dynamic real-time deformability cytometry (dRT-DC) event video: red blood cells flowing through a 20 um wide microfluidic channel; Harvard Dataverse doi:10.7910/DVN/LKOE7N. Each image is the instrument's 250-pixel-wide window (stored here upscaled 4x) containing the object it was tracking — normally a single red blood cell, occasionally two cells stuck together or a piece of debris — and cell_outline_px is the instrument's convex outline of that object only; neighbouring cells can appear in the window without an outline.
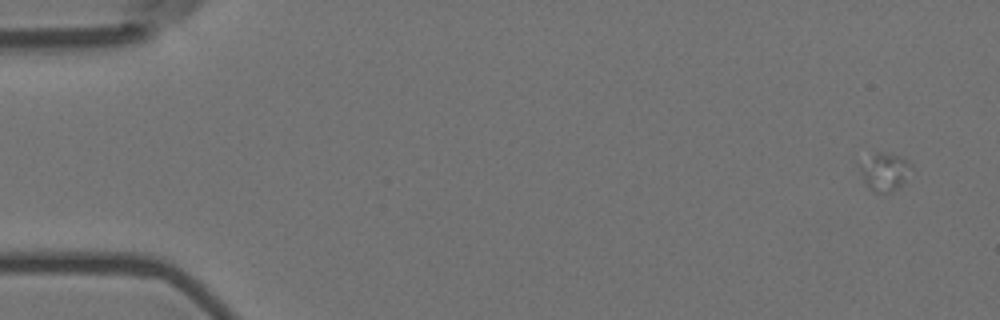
{"species": "Egyptian fruit bat (a non-hibernating species)", "species_latin": "Rousettus aegyptiacus", "temperature_condition": "room temperature", "stored_images_in_passage": 6, "camera_frame_rate_fps": 3000, "um_per_image_px": 0.085, "animal": {"sex": "female"}, "frame": {"image": 1, "passage_image": 1, "time_ms": 0.0, "image_size_px": [1000, 320], "cell_outline_px": [[912, 168], [904, 180], [892, 192], [876, 192], [868, 188], [860, 172], [860, 168], [876, 152], [884, 152], [900, 156], [912, 164]], "centroid_in_image_um": [75.23, 14.6], "position_along_channel_um": 9.8, "area_um2": 10.81}}